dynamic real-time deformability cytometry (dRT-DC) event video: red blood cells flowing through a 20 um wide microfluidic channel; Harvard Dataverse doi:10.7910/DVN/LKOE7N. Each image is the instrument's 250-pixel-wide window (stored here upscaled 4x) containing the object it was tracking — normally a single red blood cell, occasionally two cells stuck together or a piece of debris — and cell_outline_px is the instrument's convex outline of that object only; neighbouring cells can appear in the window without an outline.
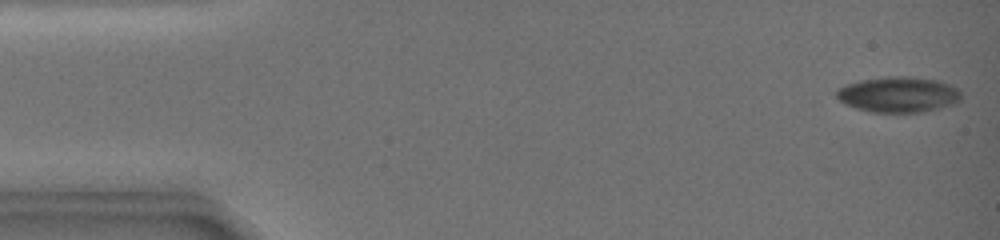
{"species": "common noctule bat (a hibernating species)", "species_latin": "Nyctalus noctula", "temperature_condition": "warm", "stored_images_in_passage": 2, "camera_frame_rate_fps": 3000, "um_per_image_px": 0.085, "animal": {"sex": "female", "body_mass_g": 19.0, "forearm_length_mm": 51.5}, "frame": {"image": 1, "passage_image": 1, "time_ms": 0.0, "image_size_px": [1000, 240], "cell_outline_px": [[956, 96], [948, 100], [920, 108], [904, 112], [884, 112], [864, 108], [840, 100], [836, 96], [844, 88], [852, 84], [868, 80], [932, 80], [956, 92]], "centroid_in_image_um": [76.12, 8.05], "position_along_channel_um": 8.9, "area_um2": 20.69}}